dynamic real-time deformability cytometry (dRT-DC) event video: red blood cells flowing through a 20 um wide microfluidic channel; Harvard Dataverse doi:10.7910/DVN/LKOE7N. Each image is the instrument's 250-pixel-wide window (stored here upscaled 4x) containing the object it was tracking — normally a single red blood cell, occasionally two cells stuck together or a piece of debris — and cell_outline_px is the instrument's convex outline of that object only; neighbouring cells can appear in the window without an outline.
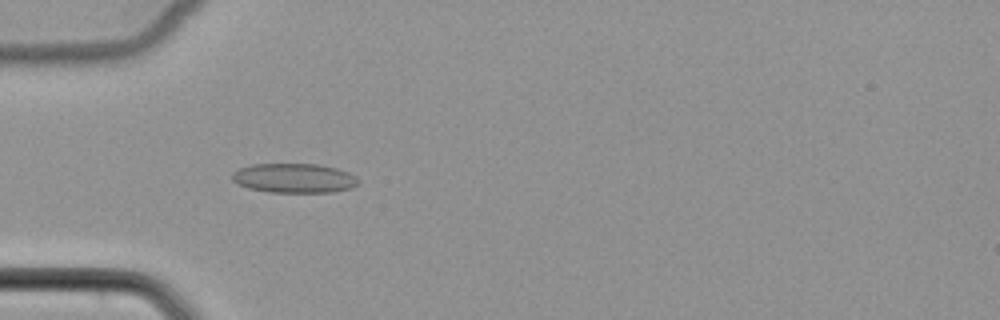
{"species": "common noctule bat (a hibernating species)", "species_latin": "Nyctalus noctula", "temperature_condition": "cold", "stored_images_in_passage": 52, "camera_frame_rate_fps": 3000, "um_per_image_px": 0.085, "animal": {"sex": "female", "body_mass_g": 22.7, "forearm_length_mm": 54.2}, "frame": {"image": 1, "passage_image": 17, "time_ms": 5.333, "image_size_px": [1000, 320], "cell_outline_px": [[360, 184], [352, 188], [332, 192], [268, 192], [248, 188], [236, 184], [232, 180], [232, 172], [240, 168], [252, 164], [316, 164], [336, 168], [348, 172], [356, 176], [360, 180]], "centroid_in_image_um": [25.01, 15.15], "position_along_channel_um": 60.0, "area_um2": 21.85}}
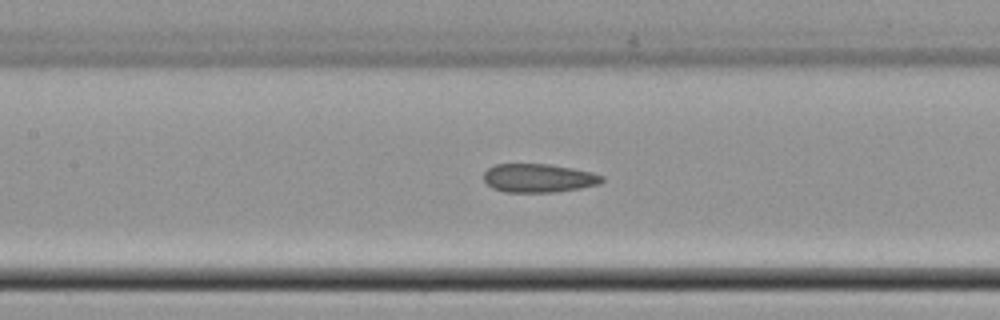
{"frame": {"image": 2, "passage_image": 25, "time_ms": 8.0, "image_size_px": [1000, 320], "cell_outline_px": [[604, 180], [600, 184], [580, 188], [552, 192], [504, 192], [492, 188], [484, 180], [484, 172], [488, 168], [496, 164], [548, 164], [572, 168], [592, 172], [604, 176]], "centroid_in_image_um": [45.78, 15.13], "position_along_channel_um": 161.6, "area_um2": 19.71}}
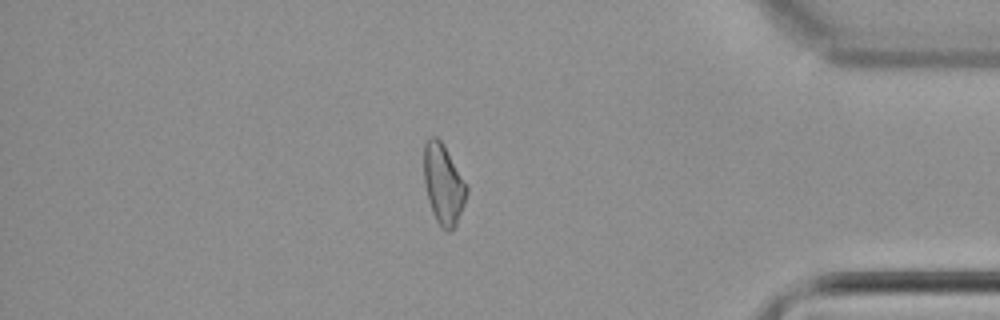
{"frame": {"image": 3, "passage_image": 45, "time_ms": 14.667, "image_size_px": [1000, 320], "cell_outline_px": [[468, 192], [464, 204], [456, 224], [448, 232], [444, 232], [440, 228], [432, 212], [428, 200], [424, 180], [424, 144], [432, 136], [436, 136], [440, 140], [468, 184]], "centroid_in_image_um": [37.7, 15.69], "position_along_channel_um": 397.5, "area_um2": 20.0}}